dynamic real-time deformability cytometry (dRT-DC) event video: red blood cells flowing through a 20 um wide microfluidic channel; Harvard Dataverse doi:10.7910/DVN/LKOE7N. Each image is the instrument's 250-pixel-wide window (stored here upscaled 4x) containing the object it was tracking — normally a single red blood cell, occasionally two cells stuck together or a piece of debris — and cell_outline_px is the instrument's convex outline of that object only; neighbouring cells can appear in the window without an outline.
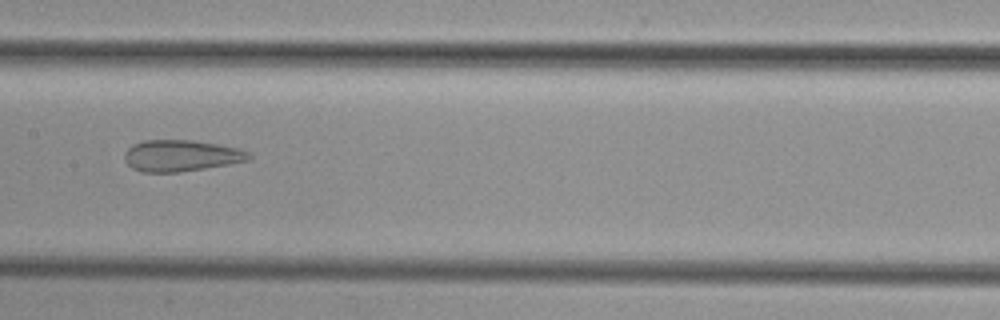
{"species": "common noctule bat (a hibernating species)", "species_latin": "Nyctalus noctula", "temperature_condition": "cold", "stored_images_in_passage": 35, "segment_of_instrument_passage": [1, 2], "camera_frame_rate_fps": 3000, "um_per_image_px": 0.085, "animal": {"sex": "female", "body_mass_g": 29.2, "forearm_length_mm": 56.3}, "frame": {"image": 1, "passage_image": 10, "time_ms": 3.0, "image_size_px": [1000, 320], "cell_outline_px": [[252, 156], [248, 160], [228, 164], [180, 172], [140, 172], [132, 168], [124, 160], [124, 152], [132, 144], [144, 140], [192, 140], [240, 148], [248, 152]], "centroid_in_image_um": [15.35, 13.23], "position_along_channel_um": 192.0, "area_um2": 22.77}}
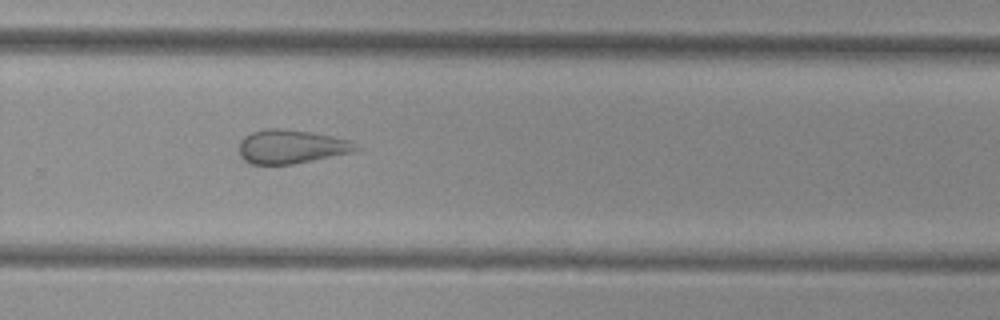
{"frame": {"image": 2, "passage_image": 18, "time_ms": 5.667, "image_size_px": [1000, 320], "cell_outline_px": [[360, 148], [352, 152], [292, 164], [252, 164], [244, 160], [240, 156], [240, 140], [244, 136], [252, 132], [268, 128], [280, 128], [308, 132], [352, 140]], "centroid_in_image_um": [24.74, 12.46], "position_along_channel_um": 305.1, "area_um2": 22.77}}
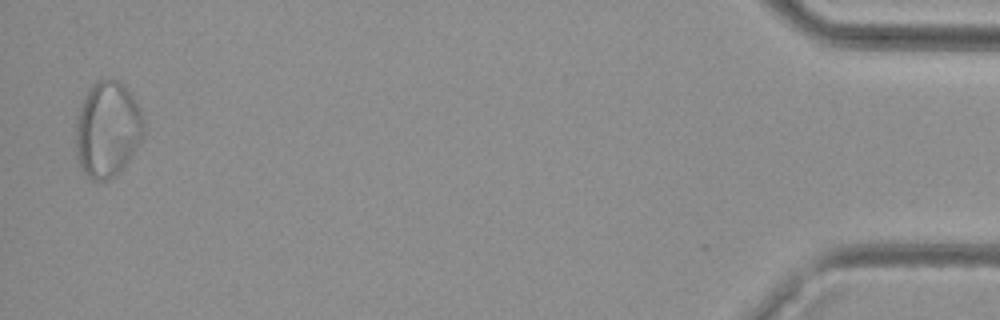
{"frame": {"image": 3, "passage_image": 33, "time_ms": 10.667, "image_size_px": [1000, 320], "cell_outline_px": [[144, 128], [140, 140], [124, 164], [112, 176], [104, 180], [92, 180], [84, 172], [80, 164], [76, 152], [76, 120], [80, 104], [92, 84], [96, 80], [104, 76], [108, 76], [120, 80], [128, 88], [140, 108], [144, 120]], "centroid_in_image_um": [9.12, 10.88], "position_along_channel_um": 426.1, "area_um2": 37.8}}